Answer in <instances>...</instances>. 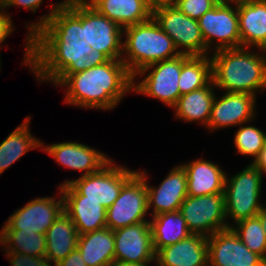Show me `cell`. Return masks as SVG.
Returning a JSON list of instances; mask_svg holds the SVG:
<instances>
[{"mask_svg":"<svg viewBox=\"0 0 266 266\" xmlns=\"http://www.w3.org/2000/svg\"><path fill=\"white\" fill-rule=\"evenodd\" d=\"M60 86H66L65 102L79 107L111 110L132 90L133 76L121 59L90 67L69 75Z\"/></svg>","mask_w":266,"mask_h":266,"instance_id":"cell-1","label":"cell"},{"mask_svg":"<svg viewBox=\"0 0 266 266\" xmlns=\"http://www.w3.org/2000/svg\"><path fill=\"white\" fill-rule=\"evenodd\" d=\"M109 59L88 44L31 42V71L40 81L60 85L69 75L101 65Z\"/></svg>","mask_w":266,"mask_h":266,"instance_id":"cell-2","label":"cell"},{"mask_svg":"<svg viewBox=\"0 0 266 266\" xmlns=\"http://www.w3.org/2000/svg\"><path fill=\"white\" fill-rule=\"evenodd\" d=\"M246 49V50H245ZM248 48L222 49L212 53V82L226 92L248 93L266 89V57ZM260 88V89H259Z\"/></svg>","mask_w":266,"mask_h":266,"instance_id":"cell-3","label":"cell"},{"mask_svg":"<svg viewBox=\"0 0 266 266\" xmlns=\"http://www.w3.org/2000/svg\"><path fill=\"white\" fill-rule=\"evenodd\" d=\"M123 33L126 35V40L123 42L125 57L121 60L132 76L150 64L182 54L172 38L160 28L153 17L123 28Z\"/></svg>","mask_w":266,"mask_h":266,"instance_id":"cell-4","label":"cell"},{"mask_svg":"<svg viewBox=\"0 0 266 266\" xmlns=\"http://www.w3.org/2000/svg\"><path fill=\"white\" fill-rule=\"evenodd\" d=\"M24 64L31 67V42H68L86 44L82 26V0H65L52 4L49 14L29 25Z\"/></svg>","mask_w":266,"mask_h":266,"instance_id":"cell-5","label":"cell"},{"mask_svg":"<svg viewBox=\"0 0 266 266\" xmlns=\"http://www.w3.org/2000/svg\"><path fill=\"white\" fill-rule=\"evenodd\" d=\"M262 173L253 163L234 175L225 178L226 218L231 217L235 223L258 215L263 207L259 198L261 194Z\"/></svg>","mask_w":266,"mask_h":266,"instance_id":"cell-6","label":"cell"},{"mask_svg":"<svg viewBox=\"0 0 266 266\" xmlns=\"http://www.w3.org/2000/svg\"><path fill=\"white\" fill-rule=\"evenodd\" d=\"M135 170L113 165L112 159L99 171L78 179L68 180L61 186L69 184L84 200H93L106 209L118 198L123 185L136 173Z\"/></svg>","mask_w":266,"mask_h":266,"instance_id":"cell-7","label":"cell"},{"mask_svg":"<svg viewBox=\"0 0 266 266\" xmlns=\"http://www.w3.org/2000/svg\"><path fill=\"white\" fill-rule=\"evenodd\" d=\"M146 181V172L137 171L123 185L118 198L106 211V226L109 229L116 230L149 221L145 219L149 211Z\"/></svg>","mask_w":266,"mask_h":266,"instance_id":"cell-8","label":"cell"},{"mask_svg":"<svg viewBox=\"0 0 266 266\" xmlns=\"http://www.w3.org/2000/svg\"><path fill=\"white\" fill-rule=\"evenodd\" d=\"M179 212L192 234L209 237L218 231L232 227L229 223H225L224 193L187 196L181 204Z\"/></svg>","mask_w":266,"mask_h":266,"instance_id":"cell-9","label":"cell"},{"mask_svg":"<svg viewBox=\"0 0 266 266\" xmlns=\"http://www.w3.org/2000/svg\"><path fill=\"white\" fill-rule=\"evenodd\" d=\"M181 68L182 54L172 59L150 64L133 76L132 90L156 98L173 108L180 97L178 82ZM150 69L152 71L135 86V77L142 76Z\"/></svg>","mask_w":266,"mask_h":266,"instance_id":"cell-10","label":"cell"},{"mask_svg":"<svg viewBox=\"0 0 266 266\" xmlns=\"http://www.w3.org/2000/svg\"><path fill=\"white\" fill-rule=\"evenodd\" d=\"M152 17L160 28L172 38L176 48L182 54L208 55L198 20L190 18L176 6L155 10ZM180 47L186 49L179 50Z\"/></svg>","mask_w":266,"mask_h":266,"instance_id":"cell-11","label":"cell"},{"mask_svg":"<svg viewBox=\"0 0 266 266\" xmlns=\"http://www.w3.org/2000/svg\"><path fill=\"white\" fill-rule=\"evenodd\" d=\"M234 6L218 3L198 19L207 50L213 40H217L215 51L241 47L238 10Z\"/></svg>","mask_w":266,"mask_h":266,"instance_id":"cell-12","label":"cell"},{"mask_svg":"<svg viewBox=\"0 0 266 266\" xmlns=\"http://www.w3.org/2000/svg\"><path fill=\"white\" fill-rule=\"evenodd\" d=\"M82 26L85 27L86 44L93 50L100 51L109 60L122 58L123 28L99 14L85 0H82Z\"/></svg>","mask_w":266,"mask_h":266,"instance_id":"cell-13","label":"cell"},{"mask_svg":"<svg viewBox=\"0 0 266 266\" xmlns=\"http://www.w3.org/2000/svg\"><path fill=\"white\" fill-rule=\"evenodd\" d=\"M208 266H265V260L252 252L231 228L207 237Z\"/></svg>","mask_w":266,"mask_h":266,"instance_id":"cell-14","label":"cell"},{"mask_svg":"<svg viewBox=\"0 0 266 266\" xmlns=\"http://www.w3.org/2000/svg\"><path fill=\"white\" fill-rule=\"evenodd\" d=\"M115 262L144 263L155 261L150 221L114 230Z\"/></svg>","mask_w":266,"mask_h":266,"instance_id":"cell-15","label":"cell"},{"mask_svg":"<svg viewBox=\"0 0 266 266\" xmlns=\"http://www.w3.org/2000/svg\"><path fill=\"white\" fill-rule=\"evenodd\" d=\"M56 200L52 197L31 200L9 216L2 229H20L45 234L63 211V197Z\"/></svg>","mask_w":266,"mask_h":266,"instance_id":"cell-16","label":"cell"},{"mask_svg":"<svg viewBox=\"0 0 266 266\" xmlns=\"http://www.w3.org/2000/svg\"><path fill=\"white\" fill-rule=\"evenodd\" d=\"M256 96L248 93L225 92L218 100L215 96L207 127H231L248 123L254 118Z\"/></svg>","mask_w":266,"mask_h":266,"instance_id":"cell-17","label":"cell"},{"mask_svg":"<svg viewBox=\"0 0 266 266\" xmlns=\"http://www.w3.org/2000/svg\"><path fill=\"white\" fill-rule=\"evenodd\" d=\"M63 211L73 220L79 235L103 229L107 209L93 200H84L69 184L59 187Z\"/></svg>","mask_w":266,"mask_h":266,"instance_id":"cell-18","label":"cell"},{"mask_svg":"<svg viewBox=\"0 0 266 266\" xmlns=\"http://www.w3.org/2000/svg\"><path fill=\"white\" fill-rule=\"evenodd\" d=\"M42 150L63 166L78 171H85L82 176L99 171L111 160L106 154L78 142L55 143L44 146Z\"/></svg>","mask_w":266,"mask_h":266,"instance_id":"cell-19","label":"cell"},{"mask_svg":"<svg viewBox=\"0 0 266 266\" xmlns=\"http://www.w3.org/2000/svg\"><path fill=\"white\" fill-rule=\"evenodd\" d=\"M146 189L148 209L154 205L153 216L178 211L188 196L186 172L181 165L174 167L158 187H150L146 182Z\"/></svg>","mask_w":266,"mask_h":266,"instance_id":"cell-20","label":"cell"},{"mask_svg":"<svg viewBox=\"0 0 266 266\" xmlns=\"http://www.w3.org/2000/svg\"><path fill=\"white\" fill-rule=\"evenodd\" d=\"M158 266H208L207 237L191 234L156 252Z\"/></svg>","mask_w":266,"mask_h":266,"instance_id":"cell-21","label":"cell"},{"mask_svg":"<svg viewBox=\"0 0 266 266\" xmlns=\"http://www.w3.org/2000/svg\"><path fill=\"white\" fill-rule=\"evenodd\" d=\"M181 166L187 175L188 196L224 193L226 174L220 166L203 159Z\"/></svg>","mask_w":266,"mask_h":266,"instance_id":"cell-22","label":"cell"},{"mask_svg":"<svg viewBox=\"0 0 266 266\" xmlns=\"http://www.w3.org/2000/svg\"><path fill=\"white\" fill-rule=\"evenodd\" d=\"M241 47H266V0L237 5Z\"/></svg>","mask_w":266,"mask_h":266,"instance_id":"cell-23","label":"cell"},{"mask_svg":"<svg viewBox=\"0 0 266 266\" xmlns=\"http://www.w3.org/2000/svg\"><path fill=\"white\" fill-rule=\"evenodd\" d=\"M99 14L125 28L152 17L147 0H85Z\"/></svg>","mask_w":266,"mask_h":266,"instance_id":"cell-24","label":"cell"},{"mask_svg":"<svg viewBox=\"0 0 266 266\" xmlns=\"http://www.w3.org/2000/svg\"><path fill=\"white\" fill-rule=\"evenodd\" d=\"M46 254L54 265L77 249L79 234L73 220L62 211L45 233Z\"/></svg>","mask_w":266,"mask_h":266,"instance_id":"cell-25","label":"cell"},{"mask_svg":"<svg viewBox=\"0 0 266 266\" xmlns=\"http://www.w3.org/2000/svg\"><path fill=\"white\" fill-rule=\"evenodd\" d=\"M114 230L105 227L79 235L77 249L87 266H111L115 262Z\"/></svg>","mask_w":266,"mask_h":266,"instance_id":"cell-26","label":"cell"},{"mask_svg":"<svg viewBox=\"0 0 266 266\" xmlns=\"http://www.w3.org/2000/svg\"><path fill=\"white\" fill-rule=\"evenodd\" d=\"M214 87L211 81L206 87L181 95L173 107L175 116L188 122H203L207 126L215 99Z\"/></svg>","mask_w":266,"mask_h":266,"instance_id":"cell-27","label":"cell"},{"mask_svg":"<svg viewBox=\"0 0 266 266\" xmlns=\"http://www.w3.org/2000/svg\"><path fill=\"white\" fill-rule=\"evenodd\" d=\"M152 217L153 220L150 221V226L155 252L192 234L179 210L161 213Z\"/></svg>","mask_w":266,"mask_h":266,"instance_id":"cell-28","label":"cell"},{"mask_svg":"<svg viewBox=\"0 0 266 266\" xmlns=\"http://www.w3.org/2000/svg\"><path fill=\"white\" fill-rule=\"evenodd\" d=\"M29 122L30 118L27 116L25 121L0 143V174L29 150L44 146L42 141L30 133Z\"/></svg>","mask_w":266,"mask_h":266,"instance_id":"cell-29","label":"cell"},{"mask_svg":"<svg viewBox=\"0 0 266 266\" xmlns=\"http://www.w3.org/2000/svg\"><path fill=\"white\" fill-rule=\"evenodd\" d=\"M211 81L212 62L208 55L182 54V68L178 82L180 96L206 87Z\"/></svg>","mask_w":266,"mask_h":266,"instance_id":"cell-30","label":"cell"},{"mask_svg":"<svg viewBox=\"0 0 266 266\" xmlns=\"http://www.w3.org/2000/svg\"><path fill=\"white\" fill-rule=\"evenodd\" d=\"M0 243L5 244L7 252L37 257H43L46 254L45 234H39L34 231L2 229Z\"/></svg>","mask_w":266,"mask_h":266,"instance_id":"cell-31","label":"cell"},{"mask_svg":"<svg viewBox=\"0 0 266 266\" xmlns=\"http://www.w3.org/2000/svg\"><path fill=\"white\" fill-rule=\"evenodd\" d=\"M230 227L252 252L266 260V234L258 216L247 218Z\"/></svg>","mask_w":266,"mask_h":266,"instance_id":"cell-32","label":"cell"},{"mask_svg":"<svg viewBox=\"0 0 266 266\" xmlns=\"http://www.w3.org/2000/svg\"><path fill=\"white\" fill-rule=\"evenodd\" d=\"M234 144L239 154L254 157V163L266 145V134L255 126H240Z\"/></svg>","mask_w":266,"mask_h":266,"instance_id":"cell-33","label":"cell"},{"mask_svg":"<svg viewBox=\"0 0 266 266\" xmlns=\"http://www.w3.org/2000/svg\"><path fill=\"white\" fill-rule=\"evenodd\" d=\"M217 4V0H177L176 7L190 18L198 20Z\"/></svg>","mask_w":266,"mask_h":266,"instance_id":"cell-34","label":"cell"},{"mask_svg":"<svg viewBox=\"0 0 266 266\" xmlns=\"http://www.w3.org/2000/svg\"><path fill=\"white\" fill-rule=\"evenodd\" d=\"M11 266H52L47 257L28 256L21 253L7 252Z\"/></svg>","mask_w":266,"mask_h":266,"instance_id":"cell-35","label":"cell"},{"mask_svg":"<svg viewBox=\"0 0 266 266\" xmlns=\"http://www.w3.org/2000/svg\"><path fill=\"white\" fill-rule=\"evenodd\" d=\"M0 47L2 46V42L12 33L13 25L11 22V17L5 13V10L2 6H0Z\"/></svg>","mask_w":266,"mask_h":266,"instance_id":"cell-36","label":"cell"},{"mask_svg":"<svg viewBox=\"0 0 266 266\" xmlns=\"http://www.w3.org/2000/svg\"><path fill=\"white\" fill-rule=\"evenodd\" d=\"M43 0H0V6L6 9L10 6H22L33 13L40 7Z\"/></svg>","mask_w":266,"mask_h":266,"instance_id":"cell-37","label":"cell"},{"mask_svg":"<svg viewBox=\"0 0 266 266\" xmlns=\"http://www.w3.org/2000/svg\"><path fill=\"white\" fill-rule=\"evenodd\" d=\"M54 266H87L78 249L73 250L66 258L60 260Z\"/></svg>","mask_w":266,"mask_h":266,"instance_id":"cell-38","label":"cell"},{"mask_svg":"<svg viewBox=\"0 0 266 266\" xmlns=\"http://www.w3.org/2000/svg\"><path fill=\"white\" fill-rule=\"evenodd\" d=\"M176 4L177 0H147L148 8L152 13L160 8L174 7Z\"/></svg>","mask_w":266,"mask_h":266,"instance_id":"cell-39","label":"cell"},{"mask_svg":"<svg viewBox=\"0 0 266 266\" xmlns=\"http://www.w3.org/2000/svg\"><path fill=\"white\" fill-rule=\"evenodd\" d=\"M253 164L262 174H266V145L261 151L259 158Z\"/></svg>","mask_w":266,"mask_h":266,"instance_id":"cell-40","label":"cell"},{"mask_svg":"<svg viewBox=\"0 0 266 266\" xmlns=\"http://www.w3.org/2000/svg\"><path fill=\"white\" fill-rule=\"evenodd\" d=\"M150 262L144 263H131V262H114L111 266H148Z\"/></svg>","mask_w":266,"mask_h":266,"instance_id":"cell-41","label":"cell"},{"mask_svg":"<svg viewBox=\"0 0 266 266\" xmlns=\"http://www.w3.org/2000/svg\"><path fill=\"white\" fill-rule=\"evenodd\" d=\"M257 216L260 218L262 226H263V228L265 230V234H266V207L264 205Z\"/></svg>","mask_w":266,"mask_h":266,"instance_id":"cell-42","label":"cell"},{"mask_svg":"<svg viewBox=\"0 0 266 266\" xmlns=\"http://www.w3.org/2000/svg\"><path fill=\"white\" fill-rule=\"evenodd\" d=\"M251 0H217L218 3H221V4H231L234 3V5H238V4H242V3H248L250 2Z\"/></svg>","mask_w":266,"mask_h":266,"instance_id":"cell-43","label":"cell"},{"mask_svg":"<svg viewBox=\"0 0 266 266\" xmlns=\"http://www.w3.org/2000/svg\"><path fill=\"white\" fill-rule=\"evenodd\" d=\"M263 51H264V53H265V55H266V47L263 49ZM266 57V56H265Z\"/></svg>","mask_w":266,"mask_h":266,"instance_id":"cell-44","label":"cell"}]
</instances>
